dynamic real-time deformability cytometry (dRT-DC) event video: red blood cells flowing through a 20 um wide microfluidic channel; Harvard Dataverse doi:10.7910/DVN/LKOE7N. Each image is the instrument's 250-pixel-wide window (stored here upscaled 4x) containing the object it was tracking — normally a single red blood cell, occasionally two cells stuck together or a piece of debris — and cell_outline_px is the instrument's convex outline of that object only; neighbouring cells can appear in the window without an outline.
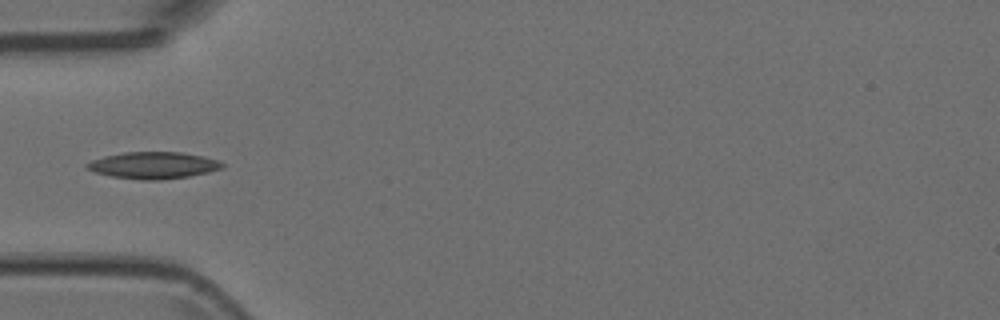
{"species": "Egyptian fruit bat (a non-hibernating species)", "species_latin": "Rousettus aegyptiacus", "temperature_condition": "room temperature", "stored_images_in_passage": 6, "camera_frame_rate_fps": 3000, "um_per_image_px": 0.085, "animal": {"sex": "female"}, "frame": {"image": 1, "passage_image": 5, "time_ms": 1.333, "image_size_px": [1000, 320], "cell_outline_px": [[224, 168], [208, 172], [188, 176], [160, 180], [140, 180], [112, 176], [96, 172], [84, 168], [84, 164], [92, 160], [104, 156], [124, 152], [184, 152], [204, 156], [216, 160], [224, 164]], "centroid_in_image_um": [13.02, 14.04], "position_along_channel_um": 72.0, "area_um2": 21.15}}
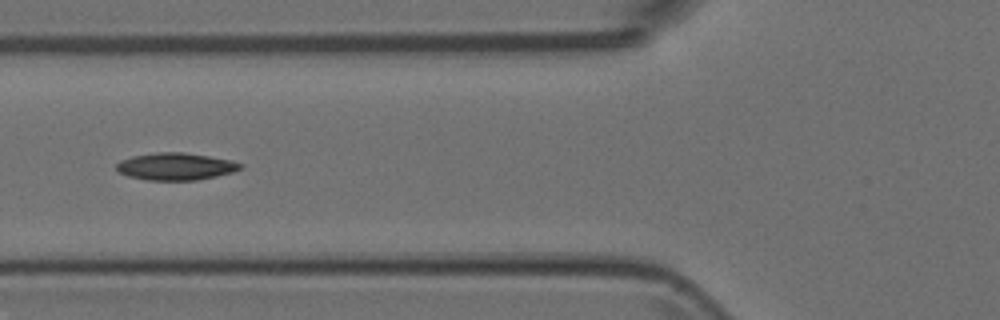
{"frame": {"image": 2, "passage_image": 6, "time_ms": 1.667, "image_size_px": [1000, 320], "cell_outline_px": [[244, 164], [240, 168], [232, 172], [216, 176], [196, 180], [148, 180], [128, 176], [120, 172], [116, 168], [116, 164], [120, 160], [132, 156], [156, 152], [184, 152], [232, 160]], "centroid_in_image_um": [14.92, 14.14], "position_along_channel_um": 110.9, "area_um2": 19.59}}